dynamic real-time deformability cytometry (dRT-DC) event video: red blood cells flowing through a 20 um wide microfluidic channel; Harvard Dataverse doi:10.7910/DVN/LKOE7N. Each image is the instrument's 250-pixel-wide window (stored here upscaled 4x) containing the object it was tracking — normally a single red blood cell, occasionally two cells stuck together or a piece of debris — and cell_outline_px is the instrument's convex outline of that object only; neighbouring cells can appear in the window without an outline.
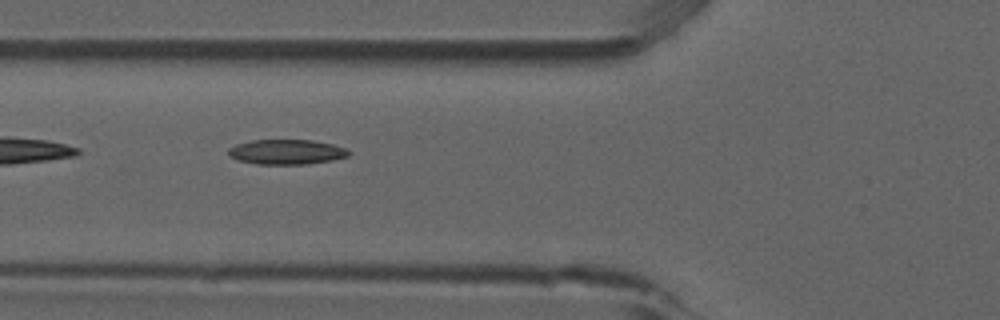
{"species": "common noctule bat (a hibernating species)", "species_latin": "Nyctalus noctula", "temperature_condition": "room temperature", "stored_images_in_passage": 5, "camera_frame_rate_fps": 3000, "um_per_image_px": 0.085, "animal": {"sex": "male", "forearm_length_mm": 52.5}, "frame": {"image": 1, "passage_image": 4, "time_ms": 1.0, "image_size_px": [1000, 320], "cell_outline_px": [[352, 152], [348, 156], [332, 160], [304, 164], [256, 164], [236, 160], [228, 156], [228, 148], [236, 144], [252, 140], [312, 140], [332, 144], [344, 148]], "centroid_in_image_um": [24.31, 12.91], "position_along_channel_um": 101.5, "area_um2": 17.51}}
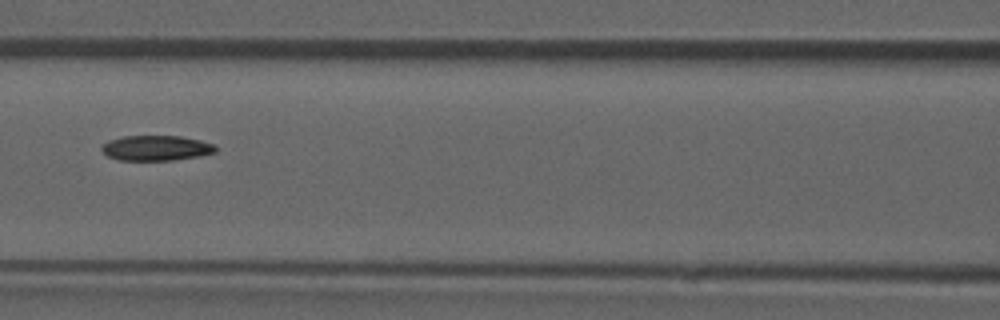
{"frame": {"image": 2, "passage_image": 5, "time_ms": 1.333, "image_size_px": [1000, 320], "cell_outline_px": [[216, 152], [200, 156], [172, 160], [120, 160], [108, 156], [100, 148], [108, 140], [124, 136], [180, 136], [200, 140], [216, 144]], "centroid_in_image_um": [13.3, 12.58], "position_along_channel_um": 153.3, "area_um2": 16.7}}